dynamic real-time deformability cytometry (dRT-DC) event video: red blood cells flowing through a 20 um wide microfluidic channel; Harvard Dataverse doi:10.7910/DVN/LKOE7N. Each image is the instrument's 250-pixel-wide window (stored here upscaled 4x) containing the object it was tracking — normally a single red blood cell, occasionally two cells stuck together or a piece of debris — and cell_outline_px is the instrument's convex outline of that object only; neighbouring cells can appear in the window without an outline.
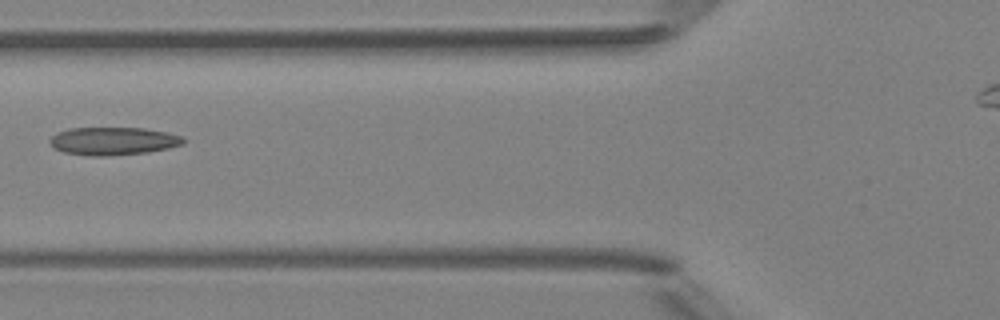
{"species": "Egyptian fruit bat (a non-hibernating species)", "species_latin": "Rousettus aegyptiacus", "temperature_condition": "room temperature", "stored_images_in_passage": 7, "camera_frame_rate_fps": 3000, "um_per_image_px": 0.085, "animal": {"sex": "female"}, "frame": {"image": 1, "passage_image": 5, "time_ms": 5.667, "image_size_px": [1000, 320], "cell_outline_px": [[184, 144], [168, 148], [148, 152], [108, 156], [88, 156], [64, 152], [52, 148], [48, 140], [56, 132], [68, 128], [144, 128], [168, 132], [184, 136]], "centroid_in_image_um": [9.6, 11.99], "position_along_channel_um": 116.2, "area_um2": 22.02}}
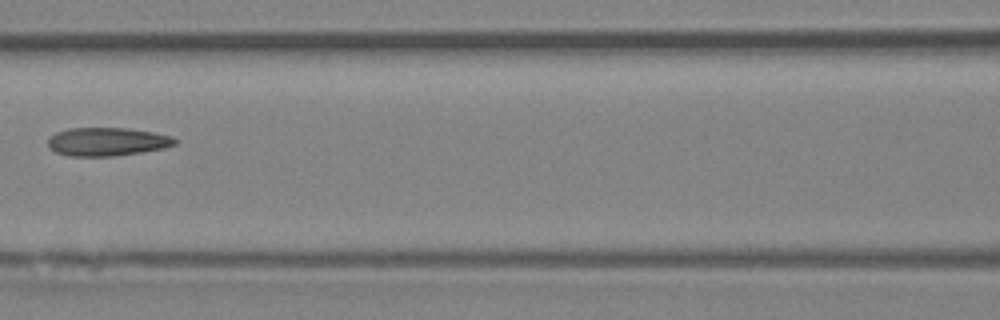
{"frame": {"image": 2, "passage_image": 6, "time_ms": 6.667, "image_size_px": [1000, 320], "cell_outline_px": [[176, 144], [164, 148], [116, 156], [68, 156], [56, 152], [48, 148], [48, 140], [56, 132], [68, 128], [128, 128], [152, 132], [172, 136], [176, 140]], "centroid_in_image_um": [9.09, 12.04], "position_along_channel_um": 157.5, "area_um2": 20.98}}
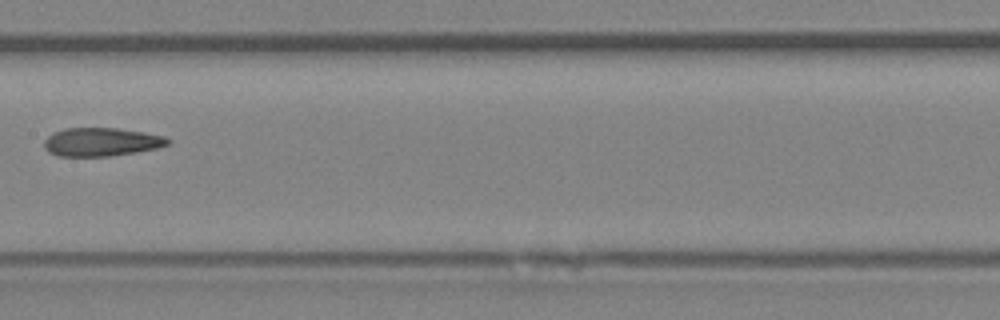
{"frame": {"image": 3, "passage_image": 7, "time_ms": 7.667, "image_size_px": [1000, 320], "cell_outline_px": [[172, 140], [168, 144], [156, 148], [136, 152], [108, 156], [56, 156], [48, 152], [44, 148], [44, 140], [52, 132], [64, 128], [116, 128], [144, 132], [164, 136]], "centroid_in_image_um": [8.58, 12.06], "position_along_channel_um": 198.8, "area_um2": 20.58}}